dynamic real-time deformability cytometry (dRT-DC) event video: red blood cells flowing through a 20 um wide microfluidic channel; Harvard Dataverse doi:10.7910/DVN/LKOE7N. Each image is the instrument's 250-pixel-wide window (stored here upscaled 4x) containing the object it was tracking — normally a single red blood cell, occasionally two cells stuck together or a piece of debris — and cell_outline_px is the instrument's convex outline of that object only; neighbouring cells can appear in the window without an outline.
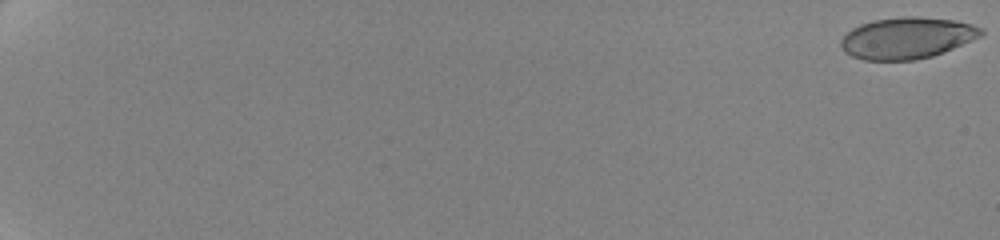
{"species": "human", "species_latin": "Homo sapiens", "temperature_condition": "cold", "stored_images_in_passage": 44, "camera_frame_rate_fps": 3000, "um_per_image_px": 0.085, "donor": {"sex": "female"}, "frame": {"image": 1, "passage_image": 1, "time_ms": 0.0, "image_size_px": [1000, 240], "cell_outline_px": [[984, 32], [980, 36], [952, 48], [932, 56], [912, 60], [864, 60], [852, 56], [844, 52], [840, 48], [840, 40], [852, 28], [860, 24], [872, 20], [904, 16], [916, 16], [952, 20], [972, 24], [984, 28]], "centroid_in_image_um": [77.05, 3.22], "position_along_channel_um": 7.9, "area_um2": 33.76}}
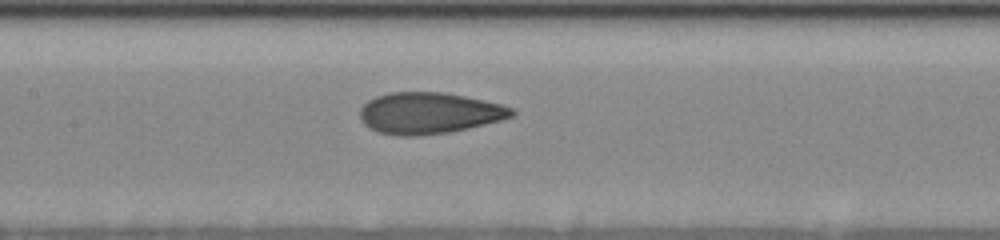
{"frame": {"image": 2, "passage_image": 29, "time_ms": 11.333, "image_size_px": [1000, 240], "cell_outline_px": [[516, 112], [512, 116], [500, 120], [468, 128], [448, 132], [412, 136], [400, 136], [380, 132], [364, 124], [360, 116], [360, 108], [368, 100], [376, 96], [388, 92], [444, 92], [484, 100], [500, 104], [512, 108]], "centroid_in_image_um": [36.46, 9.6], "position_along_channel_um": 170.9, "area_um2": 36.3}}
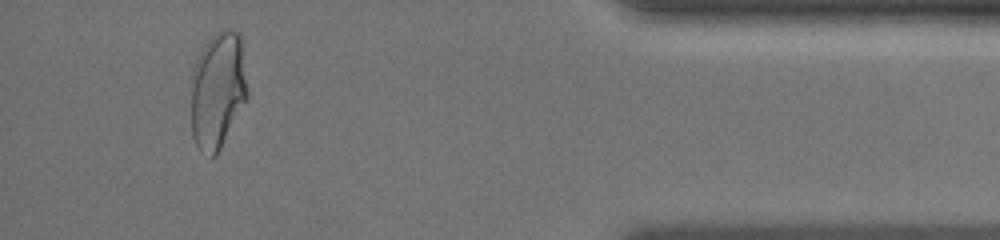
{"frame": {"image": 3, "passage_image": 41, "time_ms": 19.333, "image_size_px": [1000, 240], "cell_outline_px": [[248, 100], [216, 156], [212, 156], [200, 152], [192, 136], [192, 68], [204, 44], [220, 28], [232, 28], [240, 32], [244, 36], [248, 92]], "centroid_in_image_um": [18.57, 7.59], "position_along_channel_um": 416.6, "area_um2": 39.77}}